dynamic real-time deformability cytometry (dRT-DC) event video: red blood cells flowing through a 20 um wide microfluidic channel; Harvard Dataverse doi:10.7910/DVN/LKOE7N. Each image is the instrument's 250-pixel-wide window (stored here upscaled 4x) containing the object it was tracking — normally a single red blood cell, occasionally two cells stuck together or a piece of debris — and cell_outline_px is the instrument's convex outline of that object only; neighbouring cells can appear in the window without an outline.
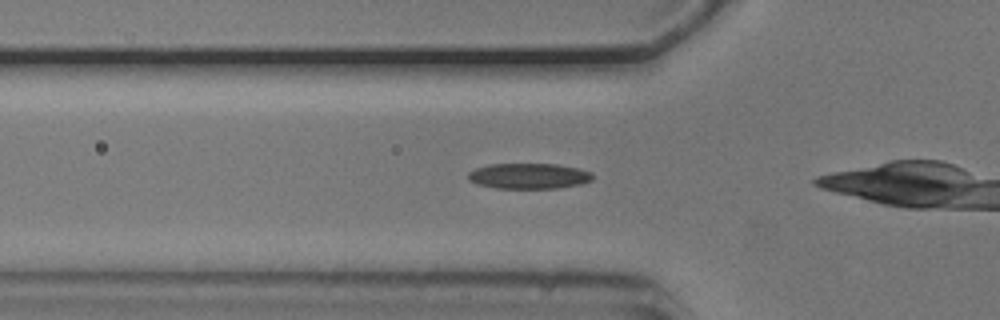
{"species": "common noctule bat (a hibernating species)", "species_latin": "Nyctalus noctula", "temperature_condition": "cold", "stored_images_in_passage": 30, "camera_frame_rate_fps": 3000, "um_per_image_px": 0.085, "animal": {"sex": "male", "body_mass_g": 20.5, "forearm_length_mm": 52.5}, "frame": {"image": 1, "passage_image": 5, "time_ms": 1.333, "image_size_px": [1000, 320], "cell_outline_px": [[592, 180], [580, 184], [560, 188], [496, 188], [476, 184], [468, 180], [468, 172], [476, 168], [488, 164], [556, 164], [580, 168], [592, 172]], "centroid_in_image_um": [44.94, 14.96], "position_along_channel_um": 80.9, "area_um2": 18.67}}
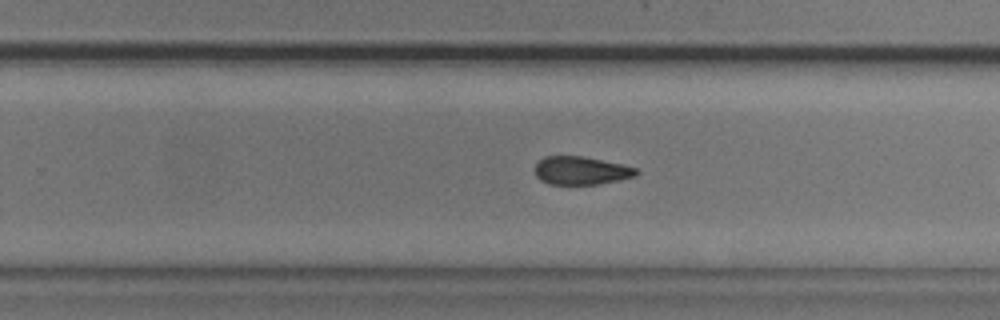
{"frame": {"image": 2, "passage_image": 21, "time_ms": 6.667, "image_size_px": [1000, 320], "cell_outline_px": [[640, 172], [636, 176], [600, 184], [548, 184], [540, 180], [536, 176], [536, 164], [544, 156], [584, 156], [620, 164], [636, 168]], "centroid_in_image_um": [49.39, 14.5], "position_along_channel_um": 280.4, "area_um2": 16.59}}
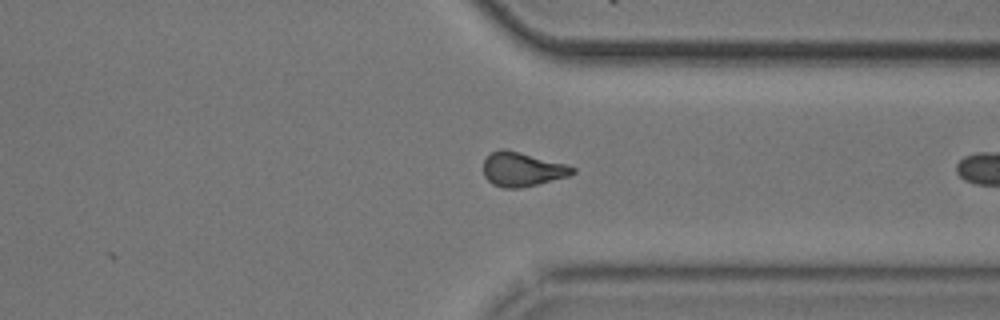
{"frame": {"image": 3, "passage_image": 28, "time_ms": 9.0, "image_size_px": [1000, 320], "cell_outline_px": [[576, 172], [568, 176], [520, 188], [504, 188], [492, 184], [484, 176], [484, 160], [492, 152], [500, 148], [508, 148], [568, 164], [576, 168]], "centroid_in_image_um": [44.4, 14.36], "position_along_channel_um": 367.0, "area_um2": 17.98}}